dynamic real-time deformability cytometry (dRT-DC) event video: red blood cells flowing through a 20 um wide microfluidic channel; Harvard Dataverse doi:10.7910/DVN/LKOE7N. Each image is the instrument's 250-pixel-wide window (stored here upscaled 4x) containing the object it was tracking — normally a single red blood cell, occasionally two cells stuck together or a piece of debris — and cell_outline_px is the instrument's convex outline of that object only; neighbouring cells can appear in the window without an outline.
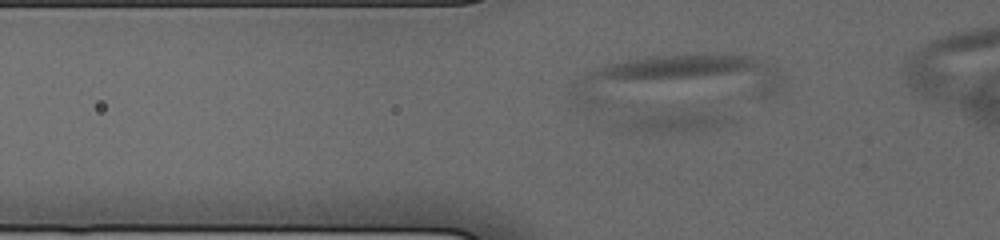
{"species": "human", "species_latin": "Homo sapiens", "temperature_condition": "cold", "stored_images_in_passage": 34, "camera_frame_rate_fps": 3000, "um_per_image_px": 0.085, "donor": {"sex": "male"}, "frame": {"image": 1, "passage_image": 5, "time_ms": 1.0, "image_size_px": [1000, 240], "cell_outline_px": [[788, 80], [768, 96], [592, 104], [576, 96], [572, 84], [572, 80], [608, 64], [656, 56], [748, 56], [768, 64], [776, 68]], "centroid_in_image_um": [57.67, 6.77], "position_along_channel_um": 68.1, "area_um2": 58.38}}